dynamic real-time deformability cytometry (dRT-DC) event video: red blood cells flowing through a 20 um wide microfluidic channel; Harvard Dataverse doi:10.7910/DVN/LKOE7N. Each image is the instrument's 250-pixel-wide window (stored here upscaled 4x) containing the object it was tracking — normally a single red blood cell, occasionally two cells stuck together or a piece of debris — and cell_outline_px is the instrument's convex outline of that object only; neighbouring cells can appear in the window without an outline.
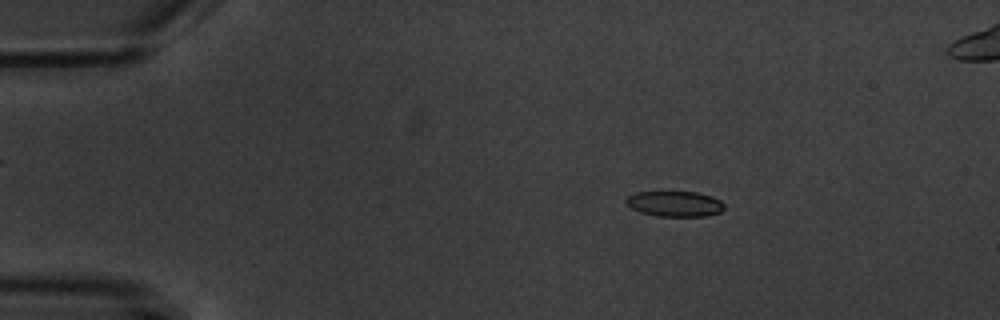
{"species": "common noctule bat (a hibernating species)", "species_latin": "Nyctalus noctula", "temperature_condition": "warm", "stored_images_in_passage": 5, "camera_frame_rate_fps": 3000, "um_per_image_px": 0.085, "animal": {"sex": "male", "body_mass_g": 20.1, "forearm_length_mm": 53.5}, "frame": {"image": 1, "passage_image": 2, "time_ms": 1.333, "image_size_px": [1000, 320], "cell_outline_px": [[724, 208], [720, 212], [708, 216], [656, 216], [640, 212], [632, 208], [624, 200], [628, 196], [636, 192], [696, 192], [712, 196], [720, 200], [724, 204]], "centroid_in_image_um": [57.37, 17.32], "position_along_channel_um": 27.6, "area_um2": 14.57}}